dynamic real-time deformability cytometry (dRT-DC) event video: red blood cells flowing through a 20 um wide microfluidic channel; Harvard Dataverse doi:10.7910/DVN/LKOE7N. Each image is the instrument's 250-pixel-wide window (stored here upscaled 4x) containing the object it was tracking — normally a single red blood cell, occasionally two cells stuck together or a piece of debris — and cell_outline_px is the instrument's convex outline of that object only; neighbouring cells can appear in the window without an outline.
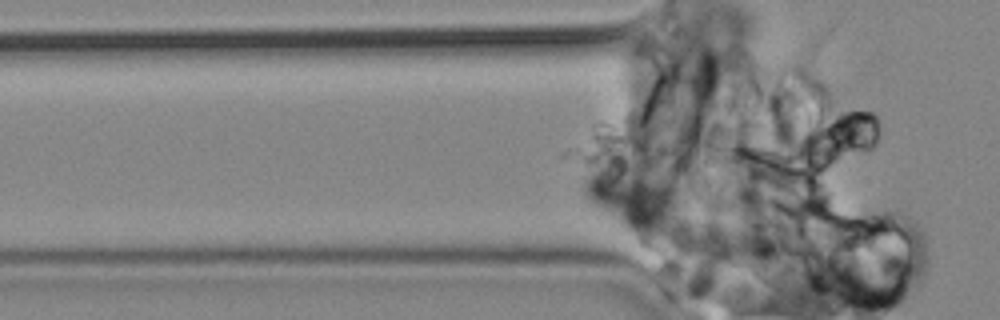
{"species": "common noctule bat (a hibernating species)", "species_latin": "Nyctalus noctula", "temperature_condition": "cold", "stored_images_in_passage": 102, "camera_frame_rate_fps": 3000, "um_per_image_px": 0.085, "animal": {"sex": "male", "body_mass_g": 19.2, "forearm_length_mm": 51.8}, "frame": {"image": 1, "passage_image": 45, "time_ms": 14.667, "image_size_px": [1000, 320], "cell_outline_px": [[660, 212], [656, 232], [632, 232], [588, 204], [580, 188], [580, 176], [588, 168], [600, 164], [624, 160], [628, 160], [656, 184], [660, 204]], "centroid_in_image_um": [52.94, 16.58], "position_along_channel_um": 72.9, "area_um2": 29.82}}
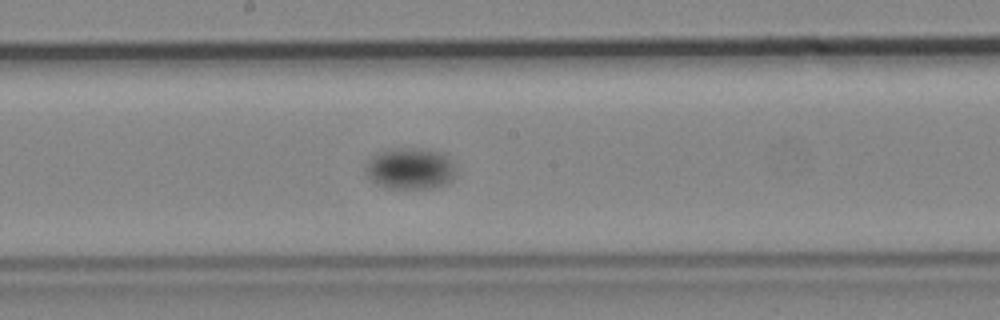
{"frame": {"image": 2, "passage_image": 64, "time_ms": 21.0, "image_size_px": [1000, 320], "cell_outline_px": [[456, 176], [452, 180], [444, 184], [428, 188], [388, 188], [376, 184], [364, 176], [364, 164], [376, 152], [384, 148], [412, 148], [440, 152], [448, 156], [456, 172]], "centroid_in_image_um": [34.78, 14.32], "position_along_channel_um": 213.4, "area_um2": 22.2}}
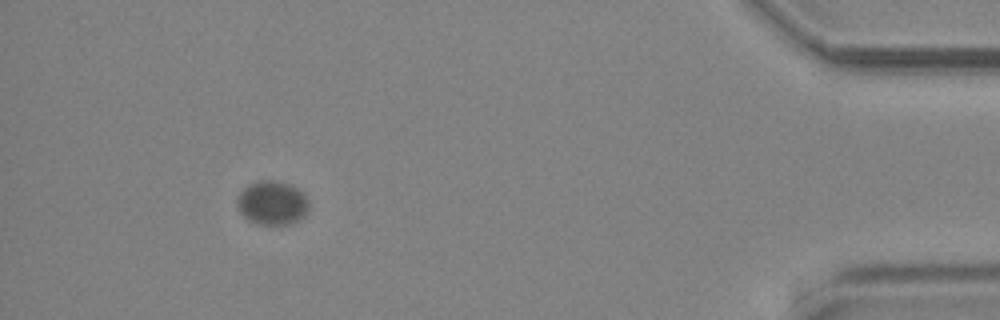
{"frame": {"image": 3, "passage_image": 95, "time_ms": 31.333, "image_size_px": [1000, 320], "cell_outline_px": [[308, 208], [304, 216], [288, 224], [256, 224], [248, 220], [240, 212], [236, 200], [236, 196], [248, 184], [260, 180], [276, 180], [288, 184], [296, 188], [308, 200]], "centroid_in_image_um": [23.09, 17.24], "position_along_channel_um": 412.1, "area_um2": 18.21}}